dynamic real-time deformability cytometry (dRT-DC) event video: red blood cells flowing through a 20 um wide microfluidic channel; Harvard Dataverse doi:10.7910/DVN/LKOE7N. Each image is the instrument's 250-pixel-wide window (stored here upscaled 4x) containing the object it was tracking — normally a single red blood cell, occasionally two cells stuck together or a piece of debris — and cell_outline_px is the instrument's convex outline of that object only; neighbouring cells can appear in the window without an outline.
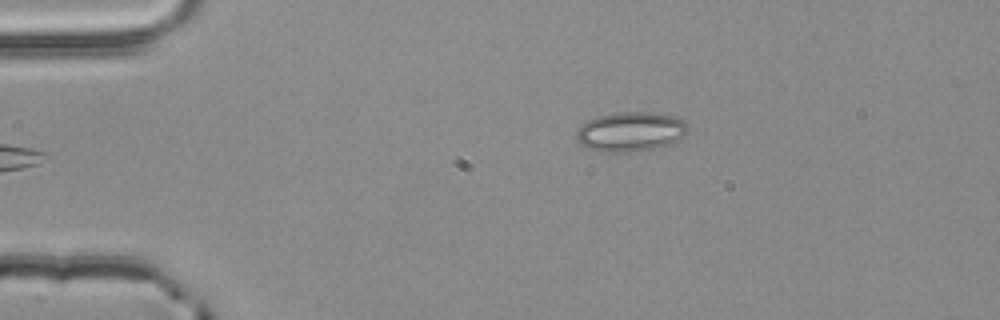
{"species": "common noctule bat (a hibernating species)", "species_latin": "Nyctalus noctula", "temperature_condition": "room temperature", "stored_images_in_passage": 37, "camera_frame_rate_fps": 3000, "um_per_image_px": 0.085, "animal": {"sex": "male", "body_mass_g": 20.4}, "frame": {"image": 1, "passage_image": 1, "time_ms": 0.0, "image_size_px": [1000, 320], "cell_outline_px": [[688, 128], [684, 136], [660, 148], [632, 152], [600, 152], [588, 148], [580, 144], [576, 140], [576, 132], [580, 124], [596, 116], [616, 112], [652, 112], [672, 116], [684, 120]], "centroid_in_image_um": [53.56, 11.2], "position_along_channel_um": 31.4, "area_um2": 26.01}}
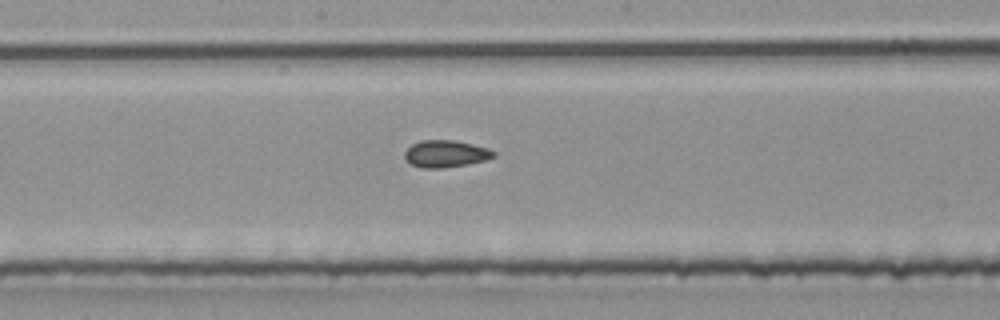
{"frame": {"image": 2, "passage_image": 19, "time_ms": 6.0, "image_size_px": [1000, 320], "cell_outline_px": [[496, 156], [484, 160], [468, 164], [444, 168], [420, 168], [412, 164], [404, 156], [404, 152], [412, 144], [420, 140], [456, 140], [488, 148], [496, 152]], "centroid_in_image_um": [37.89, 13.07], "position_along_channel_um": 210.3, "area_um2": 14.05}}
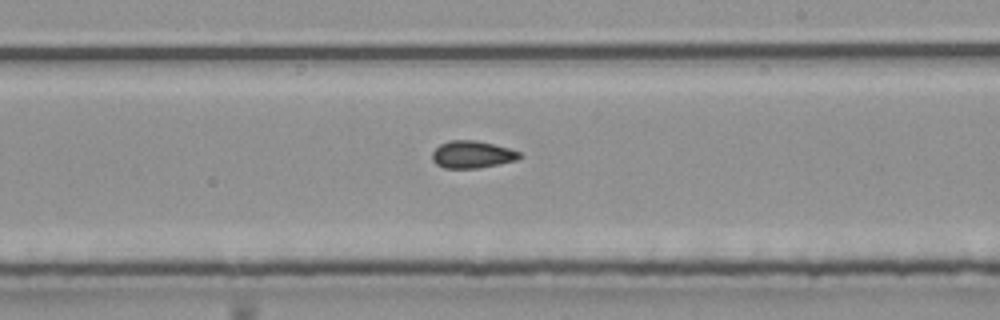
{"frame": {"image": 3, "passage_image": 22, "time_ms": 7.0, "image_size_px": [1000, 320], "cell_outline_px": [[524, 156], [516, 160], [500, 164], [480, 168], [444, 168], [436, 164], [432, 160], [432, 152], [440, 144], [448, 140], [472, 140], [492, 144], [508, 148], [520, 152]], "centroid_in_image_um": [40.13, 13.14], "position_along_channel_um": 248.9, "area_um2": 13.93}, "authors_computed_cell_mechanics": {"area_um2": 13.9876, "velocity_mm_per_s": 3.8876, "shape_relaxation_time_tau1_ms": null, "shape_relaxation_time_tau2_ms": 2.1556, "deformation_change_tau1": null, "deformation_change_tau2": 0.0821}}